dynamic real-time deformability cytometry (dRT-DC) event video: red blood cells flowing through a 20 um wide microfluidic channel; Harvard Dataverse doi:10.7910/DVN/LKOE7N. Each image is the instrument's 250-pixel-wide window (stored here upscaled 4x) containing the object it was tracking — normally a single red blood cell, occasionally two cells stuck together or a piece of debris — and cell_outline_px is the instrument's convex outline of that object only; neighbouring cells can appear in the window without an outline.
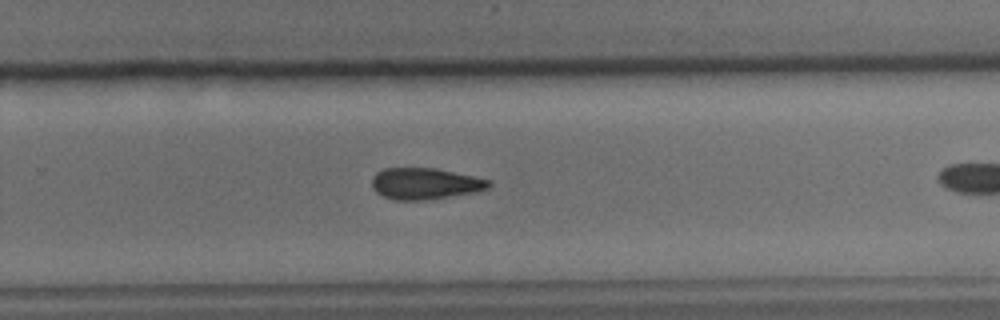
{"species": "common noctule bat (a hibernating species)", "species_latin": "Nyctalus noctula", "temperature_condition": "cold", "stored_images_in_passage": 26, "camera_frame_rate_fps": 3000, "um_per_image_px": 0.085, "animal": {"sex": "male", "body_mass_g": 15.6}, "frame": {"image": 1, "passage_image": 19, "time_ms": 6.0, "image_size_px": [1000, 320], "cell_outline_px": [[492, 184], [488, 188], [472, 192], [424, 200], [392, 200], [376, 192], [372, 188], [372, 176], [376, 172], [384, 168], [436, 168], [492, 180]], "centroid_in_image_um": [36.1, 15.6], "position_along_channel_um": 293.7, "area_um2": 21.33}}